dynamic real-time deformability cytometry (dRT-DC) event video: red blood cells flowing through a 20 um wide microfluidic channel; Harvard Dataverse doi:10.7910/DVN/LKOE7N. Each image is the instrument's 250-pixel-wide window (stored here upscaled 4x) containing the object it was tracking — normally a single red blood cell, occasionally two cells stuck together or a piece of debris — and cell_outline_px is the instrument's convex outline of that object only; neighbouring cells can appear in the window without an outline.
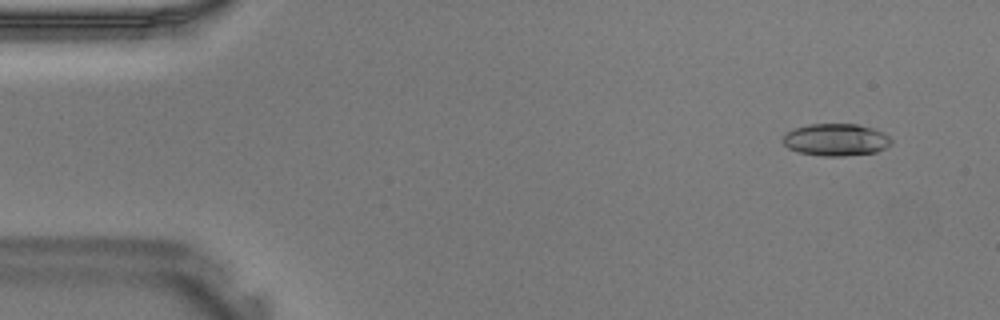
{"species": "Egyptian fruit bat (a non-hibernating species)", "species_latin": "Rousettus aegyptiacus", "temperature_condition": "warm", "stored_images_in_passage": 40, "camera_frame_rate_fps": 3000, "um_per_image_px": 0.085, "animal": {"sex": "male"}, "frame": {"image": 1, "passage_image": 3, "time_ms": 0.667, "image_size_px": [1000, 320], "cell_outline_px": [[892, 144], [876, 152], [844, 156], [824, 156], [800, 152], [788, 148], [784, 144], [784, 136], [792, 128], [808, 124], [856, 124], [876, 128], [884, 132], [892, 140]], "centroid_in_image_um": [71.09, 11.87], "position_along_channel_um": 13.9, "area_um2": 20.4}}
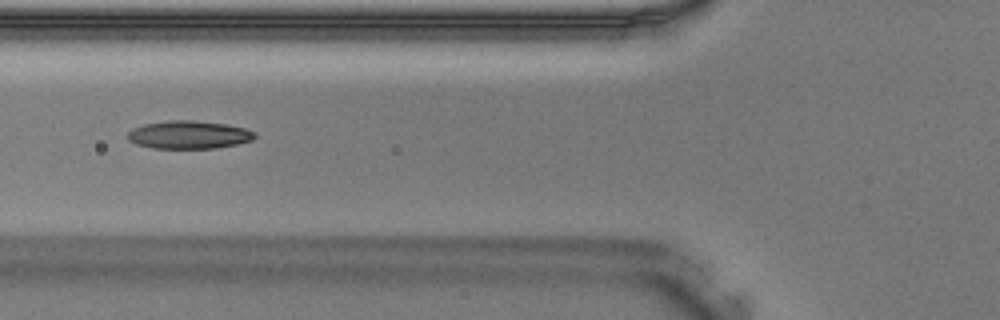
{"frame": {"image": 2, "passage_image": 15, "time_ms": 4.667, "image_size_px": [1000, 320], "cell_outline_px": [[256, 136], [252, 140], [236, 144], [216, 148], [152, 148], [136, 144], [128, 140], [128, 132], [132, 128], [144, 124], [168, 120], [192, 120], [228, 124], [244, 128], [256, 132]], "centroid_in_image_um": [16.05, 11.45], "position_along_channel_um": 109.8, "area_um2": 20.81}}
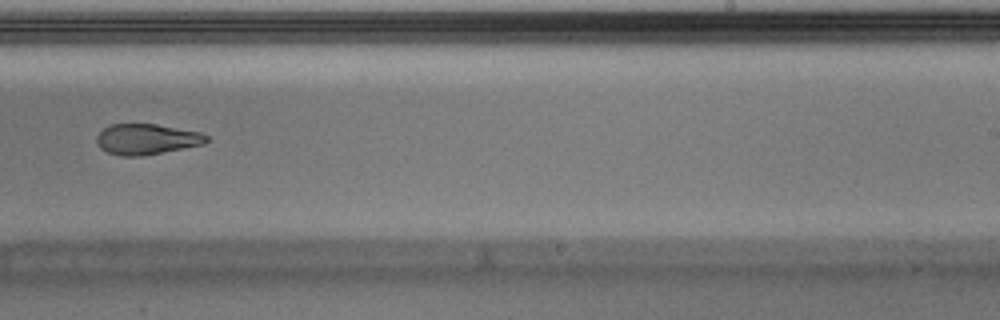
{"frame": {"image": 3, "passage_image": 25, "time_ms": 8.0, "image_size_px": [1000, 320], "cell_outline_px": [[208, 140], [204, 144], [140, 156], [120, 156], [108, 152], [100, 148], [96, 140], [96, 136], [108, 124], [156, 124], [200, 132], [208, 136]], "centroid_in_image_um": [12.44, 11.82], "position_along_channel_um": 276.6, "area_um2": 19.48}}